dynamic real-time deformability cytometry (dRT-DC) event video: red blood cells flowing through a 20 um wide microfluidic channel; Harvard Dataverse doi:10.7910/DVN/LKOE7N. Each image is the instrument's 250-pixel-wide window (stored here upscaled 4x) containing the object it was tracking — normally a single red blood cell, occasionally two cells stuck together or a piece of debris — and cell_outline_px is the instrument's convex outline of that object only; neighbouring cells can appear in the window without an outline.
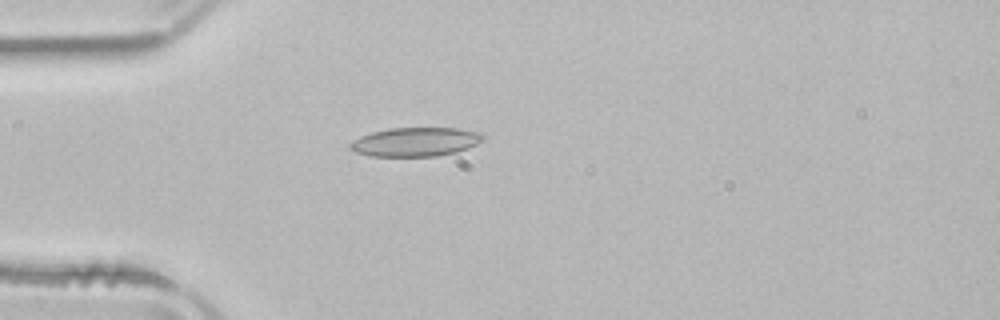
{"species": "common noctule bat (a hibernating species)", "species_latin": "Nyctalus noctula", "temperature_condition": "room temperature", "stored_images_in_passage": 36, "camera_frame_rate_fps": 3000, "um_per_image_px": 0.085, "animal": {"sex": "male", "body_mass_g": 21.5, "forearm_length_mm": 52.0}, "frame": {"image": 1, "passage_image": 3, "time_ms": 0.667, "image_size_px": [1000, 320], "cell_outline_px": [[488, 136], [484, 140], [468, 148], [456, 152], [436, 156], [368, 156], [356, 152], [348, 148], [348, 144], [360, 136], [372, 132], [388, 128], [456, 128], [484, 132]], "centroid_in_image_um": [35.35, 12.05], "position_along_channel_um": 49.6, "area_um2": 22.72}}
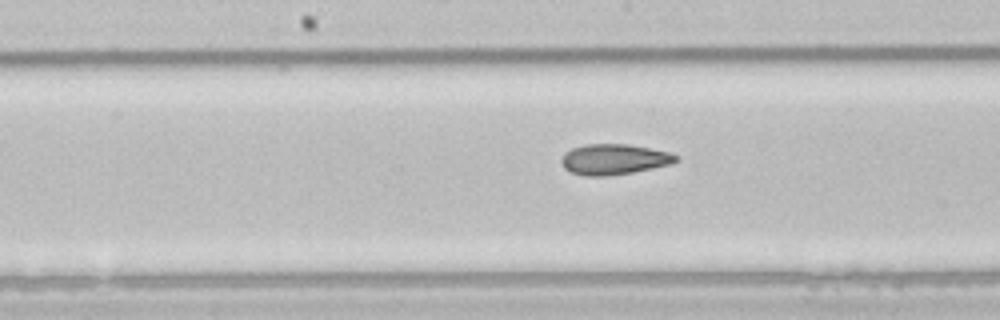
{"frame": {"image": 2, "passage_image": 15, "time_ms": 4.667, "image_size_px": [1000, 320], "cell_outline_px": [[680, 160], [672, 164], [632, 172], [604, 176], [584, 176], [572, 172], [564, 168], [560, 160], [564, 152], [572, 148], [588, 144], [628, 144], [668, 152], [676, 156]], "centroid_in_image_um": [52.16, 13.54], "position_along_channel_um": 196.0, "area_um2": 20.29}}
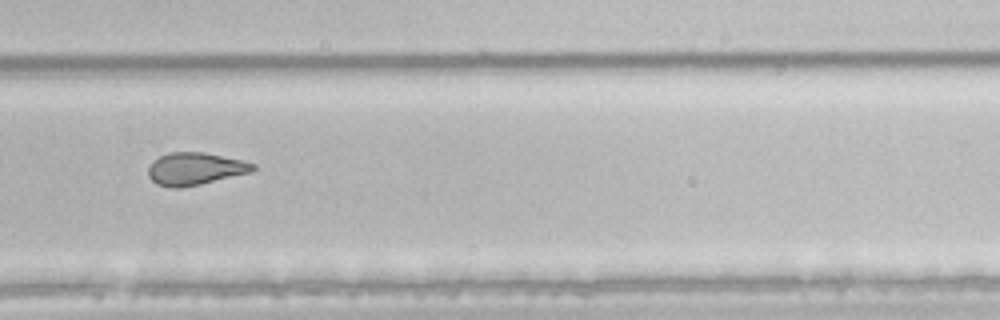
{"frame": {"image": 3, "passage_image": 24, "time_ms": 7.667, "image_size_px": [1000, 320], "cell_outline_px": [[256, 168], [252, 172], [200, 184], [180, 188], [172, 188], [156, 184], [148, 176], [148, 168], [152, 160], [168, 152], [204, 152], [240, 160], [256, 164]], "centroid_in_image_um": [16.55, 14.35], "position_along_channel_um": 313.2, "area_um2": 19.83}, "authors_computed_cell_mechanics": {"area_um2": 19.7676, "velocity_mm_per_s": 3.9366, "shape_relaxation_time_tau1_ms": null, "shape_relaxation_time_tau2_ms": 2.7716, "deformation_change_tau1": null, "deformation_change_tau2": 0.0969}}